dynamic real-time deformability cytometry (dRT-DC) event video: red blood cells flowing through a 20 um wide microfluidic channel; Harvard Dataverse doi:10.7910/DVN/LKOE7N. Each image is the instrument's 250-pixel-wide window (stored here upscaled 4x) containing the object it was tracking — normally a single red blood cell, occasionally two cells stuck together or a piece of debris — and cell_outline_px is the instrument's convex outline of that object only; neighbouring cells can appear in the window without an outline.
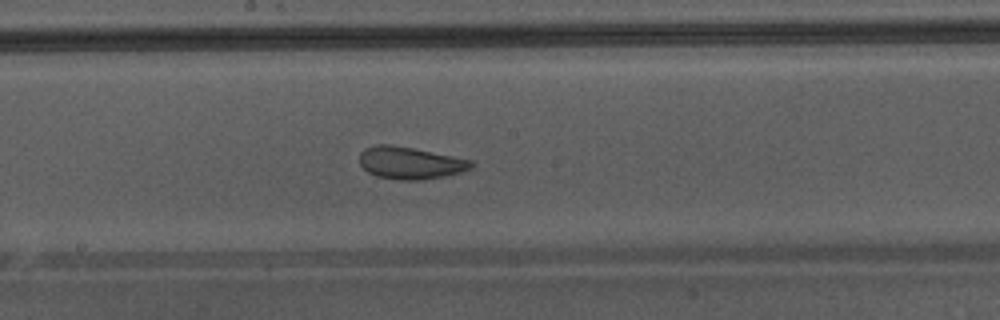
{"species": "Egyptian fruit bat (a non-hibernating species)", "species_latin": "Rousettus aegyptiacus", "temperature_condition": "warm", "stored_images_in_passage": 41, "camera_frame_rate_fps": 3000, "um_per_image_px": 0.085, "animal": {"sex": "male"}, "frame": {"image": 1, "passage_image": 24, "time_ms": 7.667, "image_size_px": [1000, 320], "cell_outline_px": [[476, 164], [472, 168], [460, 172], [444, 176], [424, 180], [400, 180], [376, 176], [368, 172], [360, 164], [360, 152], [364, 148], [376, 144], [388, 144], [412, 148], [472, 160]], "centroid_in_image_um": [34.86, 13.85], "position_along_channel_um": 213.3, "area_um2": 20.98}, "authors_computed_cell_mechanics": {"area_um2": 24.6806, "velocity_mm_per_s": 4.3269, "shape_relaxation_time_tau1_ms": 10.4305, "shape_relaxation_time_tau2_ms": 0.9347, "deformation_change_tau1": 0.1467, "deformation_change_tau2": 0.0669}}